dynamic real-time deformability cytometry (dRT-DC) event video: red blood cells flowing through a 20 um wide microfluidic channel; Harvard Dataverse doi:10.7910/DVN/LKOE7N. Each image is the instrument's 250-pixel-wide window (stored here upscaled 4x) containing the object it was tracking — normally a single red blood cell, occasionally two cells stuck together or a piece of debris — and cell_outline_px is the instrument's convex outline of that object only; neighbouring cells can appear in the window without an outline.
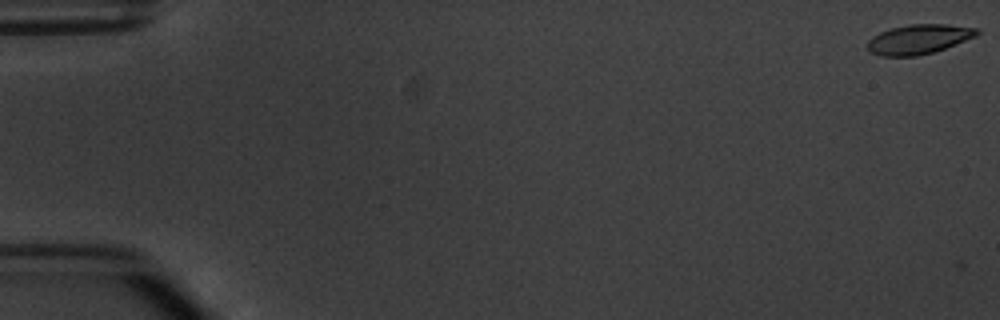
{"species": "common noctule bat (a hibernating species)", "species_latin": "Nyctalus noctula", "temperature_condition": "warm", "stored_images_in_passage": 6, "camera_frame_rate_fps": 3000, "um_per_image_px": 0.085, "animal": {"sex": "male", "body_mass_g": 20.1, "forearm_length_mm": 53.5}, "frame": {"image": 1, "passage_image": 1, "time_ms": 0.0, "image_size_px": [1000, 320], "cell_outline_px": [[980, 32], [976, 36], [944, 48], [932, 52], [916, 56], [880, 56], [868, 52], [868, 40], [872, 36], [880, 32], [892, 28], [908, 24], [944, 24], [980, 28]], "centroid_in_image_um": [78.07, 3.33], "position_along_channel_um": 6.9, "area_um2": 18.84}}